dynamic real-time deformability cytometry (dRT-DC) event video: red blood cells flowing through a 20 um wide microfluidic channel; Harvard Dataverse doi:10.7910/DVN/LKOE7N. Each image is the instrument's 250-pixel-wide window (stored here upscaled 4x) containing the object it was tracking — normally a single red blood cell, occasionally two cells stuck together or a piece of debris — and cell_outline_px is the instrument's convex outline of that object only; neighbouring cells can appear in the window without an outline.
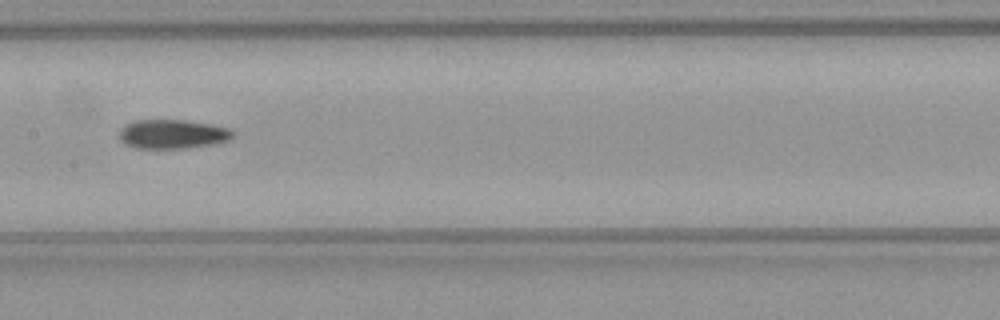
{"species": "common noctule bat (a hibernating species)", "species_latin": "Nyctalus noctula", "temperature_condition": "warm", "stored_images_in_passage": 22, "camera_frame_rate_fps": 3000, "um_per_image_px": 0.085, "animal": {"sex": "female", "body_mass_g": 21.9}, "frame": {"image": 1, "passage_image": 10, "time_ms": 3.0, "image_size_px": [1000, 320], "cell_outline_px": [[236, 136], [228, 140], [216, 144], [184, 148], [136, 148], [120, 140], [120, 128], [124, 124], [136, 120], [184, 120], [212, 124], [232, 128], [236, 132]], "centroid_in_image_um": [14.74, 11.39], "position_along_channel_um": 192.7, "area_um2": 19.54}}